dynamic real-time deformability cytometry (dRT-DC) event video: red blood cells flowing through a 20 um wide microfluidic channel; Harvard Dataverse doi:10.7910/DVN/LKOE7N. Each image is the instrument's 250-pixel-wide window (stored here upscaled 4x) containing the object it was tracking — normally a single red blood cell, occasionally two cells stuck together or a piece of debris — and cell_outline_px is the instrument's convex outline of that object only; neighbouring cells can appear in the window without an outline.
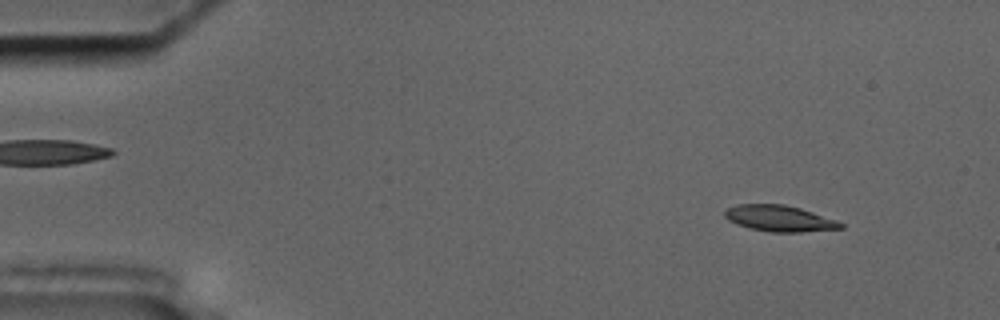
{"species": "common noctule bat (a hibernating species)", "species_latin": "Nyctalus noctula", "temperature_condition": "cold", "stored_images_in_passage": 55, "camera_frame_rate_fps": 3000, "um_per_image_px": 0.085, "animal": {"sex": "male", "body_mass_g": 17.5, "forearm_length_mm": 52.3}, "frame": {"image": 1, "passage_image": 5, "time_ms": 1.333, "image_size_px": [1000, 320], "cell_outline_px": [[844, 228], [800, 232], [772, 232], [752, 228], [736, 224], [728, 220], [724, 216], [724, 212], [728, 208], [736, 204], [784, 204], [800, 208], [836, 220], [844, 224]], "centroid_in_image_um": [66.24, 18.56], "position_along_channel_um": 18.8, "area_um2": 17.51}}
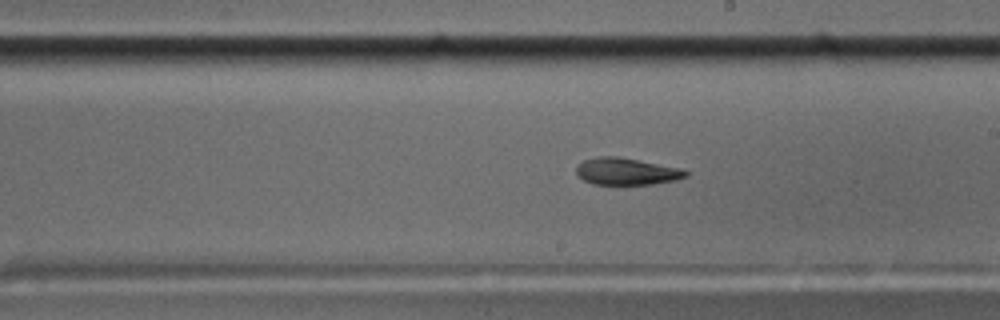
{"frame": {"image": 2, "passage_image": 31, "time_ms": 10.0, "image_size_px": [1000, 320], "cell_outline_px": [[688, 176], [676, 180], [652, 184], [592, 184], [584, 180], [576, 172], [576, 168], [584, 160], [600, 156], [616, 156], [684, 168], [688, 172]], "centroid_in_image_um": [53.31, 14.57], "position_along_channel_um": 235.7, "area_um2": 17.17}}
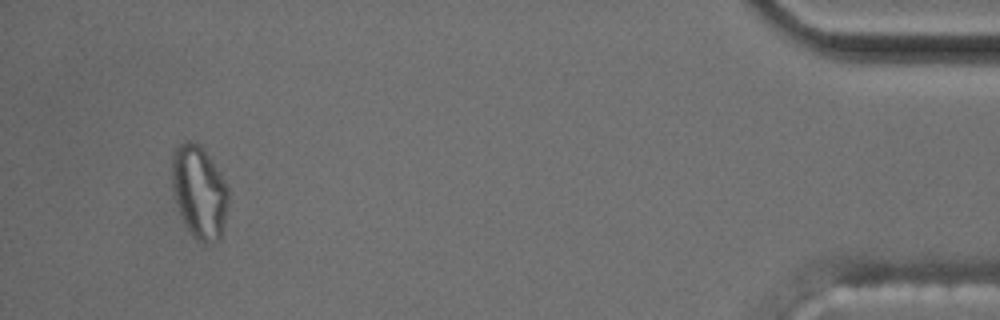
{"frame": {"image": 3, "passage_image": 52, "time_ms": 17.0, "image_size_px": [1000, 320], "cell_outline_px": [[228, 204], [224, 224], [220, 240], [212, 244], [204, 244], [196, 240], [192, 236], [180, 212], [172, 188], [172, 152], [184, 140], [192, 140], [204, 152], [220, 172], [228, 184]], "centroid_in_image_um": [16.95, 16.35], "position_along_channel_um": 418.2, "area_um2": 30.4}, "authors_computed_cell_mechanics": {"area_um2": 18.207, "velocity_mm_per_s": 3.6094, "shape_relaxation_time_tau1_ms": null, "shape_relaxation_time_tau2_ms": 6.8372, "deformation_change_tau1": null, "deformation_change_tau2": 0.1503}}